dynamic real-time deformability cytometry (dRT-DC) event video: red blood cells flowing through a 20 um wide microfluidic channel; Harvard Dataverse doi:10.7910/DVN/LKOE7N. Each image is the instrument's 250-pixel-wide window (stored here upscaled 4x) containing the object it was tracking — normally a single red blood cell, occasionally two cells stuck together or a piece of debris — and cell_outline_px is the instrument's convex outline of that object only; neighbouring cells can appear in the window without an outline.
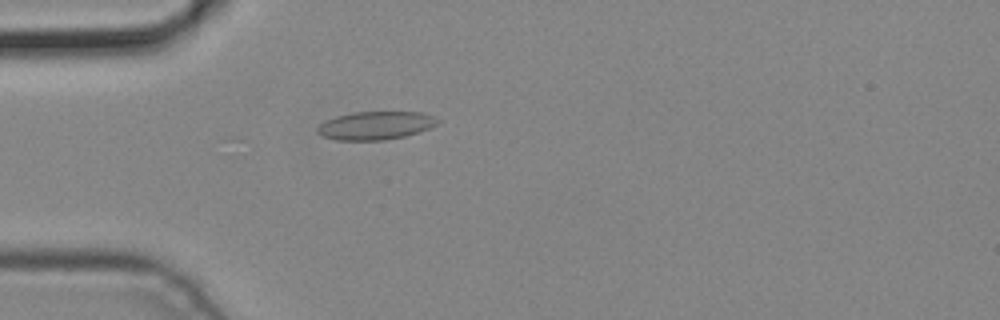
{"species": "common noctule bat (a hibernating species)", "species_latin": "Nyctalus noctula", "temperature_condition": "cold", "stored_images_in_passage": 4, "camera_frame_rate_fps": 3000, "um_per_image_px": 0.085, "animal": {"sex": "male", "body_mass_g": 19.2, "forearm_length_mm": 51.8}, "frame": {"image": 1, "passage_image": 4, "time_ms": 1.0, "image_size_px": [1000, 320], "cell_outline_px": [[440, 120], [436, 124], [420, 132], [404, 136], [384, 140], [336, 140], [320, 136], [316, 132], [316, 128], [324, 120], [336, 116], [352, 112], [424, 112], [436, 116]], "centroid_in_image_um": [31.9, 10.66], "position_along_channel_um": 53.1, "area_um2": 20.0}}